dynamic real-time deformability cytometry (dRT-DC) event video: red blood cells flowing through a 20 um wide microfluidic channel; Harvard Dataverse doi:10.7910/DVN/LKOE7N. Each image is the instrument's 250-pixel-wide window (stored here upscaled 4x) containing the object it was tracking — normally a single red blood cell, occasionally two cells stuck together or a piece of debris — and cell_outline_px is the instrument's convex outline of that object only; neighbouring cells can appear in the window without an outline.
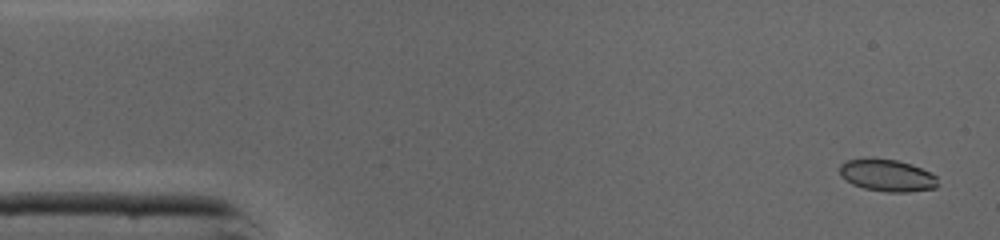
{"species": "common noctule bat (a hibernating species)", "species_latin": "Nyctalus noctula", "temperature_condition": "cold", "stored_images_in_passage": 46, "camera_frame_rate_fps": 3000, "um_per_image_px": 0.085, "animal": {"sex": "male", "body_mass_g": 19.0, "forearm_length_mm": 50.8}, "frame": {"image": 1, "passage_image": 2, "time_ms": 0.333, "image_size_px": [1000, 240], "cell_outline_px": [[936, 188], [908, 192], [884, 192], [864, 188], [852, 184], [840, 176], [840, 164], [848, 160], [864, 156], [872, 156], [896, 160], [912, 164], [936, 176]], "centroid_in_image_um": [75.34, 14.88], "position_along_channel_um": 9.7, "area_um2": 18.67}}
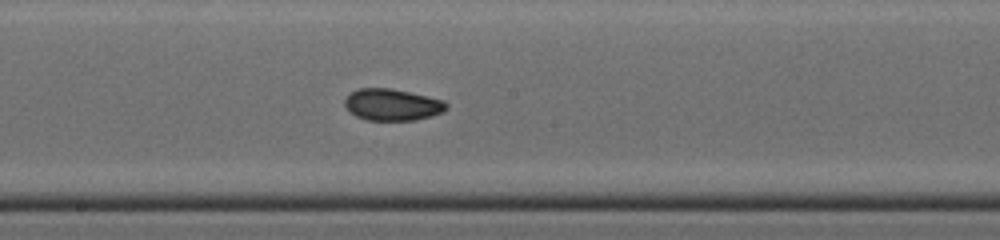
{"frame": {"image": 2, "passage_image": 24, "time_ms": 7.667, "image_size_px": [1000, 240], "cell_outline_px": [[448, 108], [444, 112], [432, 116], [416, 120], [364, 120], [356, 116], [344, 104], [344, 100], [352, 92], [360, 88], [392, 88], [428, 96], [444, 100], [448, 104]], "centroid_in_image_um": [33.39, 8.9], "position_along_channel_um": 214.8, "area_um2": 18.84}}
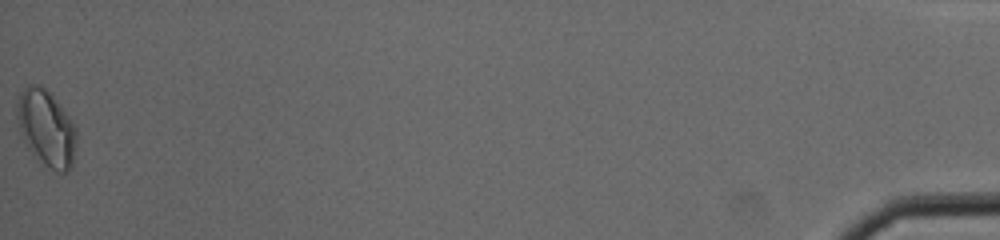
{"frame": {"image": 3, "passage_image": 46, "time_ms": 15.0, "image_size_px": [1000, 240], "cell_outline_px": [[76, 140], [72, 164], [64, 172], [56, 172], [44, 164], [24, 144], [20, 132], [16, 116], [16, 104], [20, 92], [28, 84], [40, 84], [60, 104], [76, 128]], "centroid_in_image_um": [3.9, 10.86], "position_along_channel_um": 431.3, "area_um2": 26.24}, "authors_computed_cell_mechanics": {"area_um2": 18.9584, "velocity_mm_per_s": 4.3698, "shape_relaxation_time_tau1_ms": 3.4982, "shape_relaxation_time_tau2_ms": 1.9667, "deformation_change_tau1": 0.0897, "deformation_change_tau2": 0.0556}}